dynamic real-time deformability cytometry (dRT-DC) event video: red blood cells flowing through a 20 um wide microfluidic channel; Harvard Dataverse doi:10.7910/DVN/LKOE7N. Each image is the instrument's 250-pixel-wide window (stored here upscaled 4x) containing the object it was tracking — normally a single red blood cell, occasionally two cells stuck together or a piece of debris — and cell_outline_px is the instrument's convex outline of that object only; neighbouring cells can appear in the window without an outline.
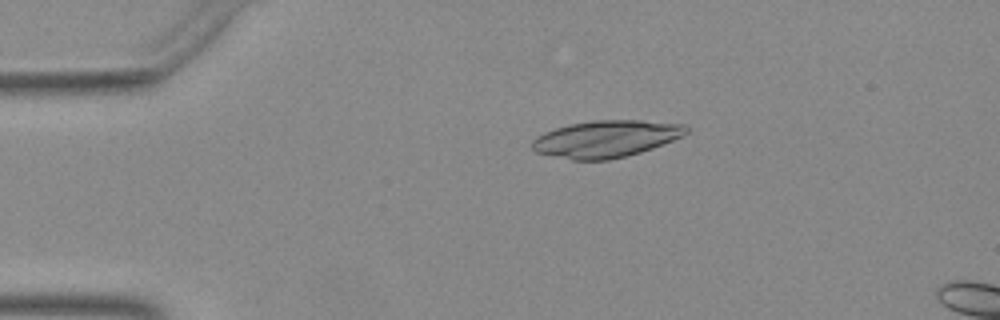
{"species": "Egyptian fruit bat (a non-hibernating species)", "species_latin": "Rousettus aegyptiacus", "temperature_condition": "warm", "stored_images_in_passage": 14, "camera_frame_rate_fps": 3000, "um_per_image_px": 0.085, "animal": {"sex": "female"}, "frame": {"image": 1, "passage_image": 10, "time_ms": 3.0, "image_size_px": [1000, 320], "cell_outline_px": [[688, 132], [684, 136], [652, 148], [628, 156], [608, 160], [572, 160], [536, 152], [532, 148], [532, 140], [536, 136], [544, 132], [568, 124], [592, 120], [640, 120], [684, 124], [688, 128]], "centroid_in_image_um": [51.51, 11.8], "position_along_channel_um": 33.5, "area_um2": 33.29}}